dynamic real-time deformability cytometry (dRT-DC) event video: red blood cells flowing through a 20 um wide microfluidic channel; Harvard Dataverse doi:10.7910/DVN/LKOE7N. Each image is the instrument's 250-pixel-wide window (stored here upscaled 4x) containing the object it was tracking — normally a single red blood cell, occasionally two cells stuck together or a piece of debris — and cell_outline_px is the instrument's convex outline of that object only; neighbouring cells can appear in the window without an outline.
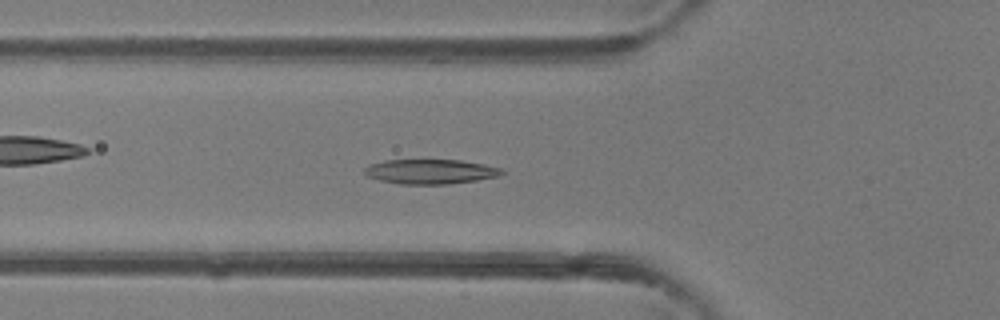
{"species": "common noctule bat (a hibernating species)", "species_latin": "Nyctalus noctula", "temperature_condition": "room temperature", "stored_images_in_passage": 46, "camera_frame_rate_fps": 3000, "um_per_image_px": 0.085, "animal": {"sex": "female"}, "frame": {"image": 1, "passage_image": 16, "time_ms": 5.0, "image_size_px": [1000, 320], "cell_outline_px": [[504, 172], [500, 176], [476, 180], [448, 184], [400, 184], [380, 180], [368, 176], [364, 172], [364, 168], [368, 164], [384, 160], [460, 160], [484, 164], [500, 168]], "centroid_in_image_um": [36.57, 14.58], "position_along_channel_um": 89.2, "area_um2": 19.71}}
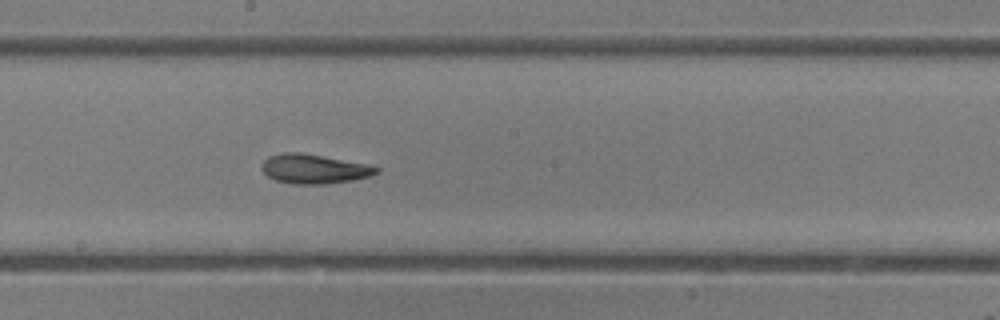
{"frame": {"image": 2, "passage_image": 25, "time_ms": 8.0, "image_size_px": [1000, 320], "cell_outline_px": [[380, 172], [368, 176], [352, 180], [324, 184], [296, 184], [276, 180], [268, 176], [260, 168], [264, 160], [268, 156], [284, 152], [300, 152], [368, 164], [380, 168]], "centroid_in_image_um": [26.69, 14.35], "position_along_channel_um": 221.5, "area_um2": 19.54}}
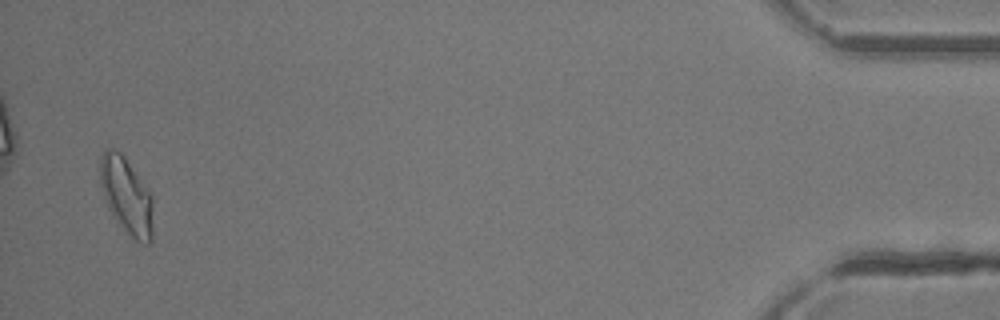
{"frame": {"image": 3, "passage_image": 45, "time_ms": 14.667, "image_size_px": [1000, 320], "cell_outline_px": [[152, 240], [148, 244], [144, 244], [136, 240], [112, 216], [104, 200], [100, 184], [100, 156], [104, 148], [112, 148], [120, 152], [124, 156], [152, 196]], "centroid_in_image_um": [10.72, 16.62], "position_along_channel_um": 424.5, "area_um2": 23.47}, "authors_computed_cell_mechanics": {"area_um2": 20.1722, "velocity_mm_per_s": 4.3829, "shape_relaxation_time_tau1_ms": 3.6459, "shape_relaxation_time_tau2_ms": 5.0257, "deformation_change_tau1": 0.1506, "deformation_change_tau2": 0.1392}}